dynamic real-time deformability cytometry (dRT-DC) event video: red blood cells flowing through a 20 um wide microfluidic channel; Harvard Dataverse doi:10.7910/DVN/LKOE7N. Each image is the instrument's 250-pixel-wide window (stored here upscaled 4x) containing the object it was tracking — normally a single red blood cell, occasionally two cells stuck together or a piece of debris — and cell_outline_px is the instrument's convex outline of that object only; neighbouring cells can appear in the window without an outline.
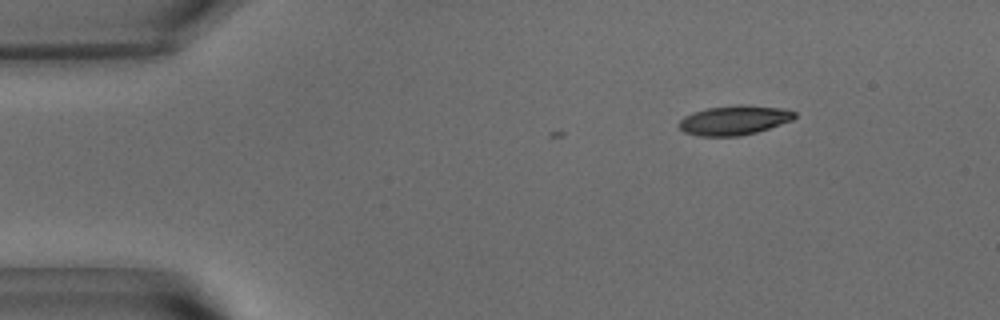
{"species": "common noctule bat (a hibernating species)", "species_latin": "Nyctalus noctula", "temperature_condition": "warm", "stored_images_in_passage": 9, "camera_frame_rate_fps": 3000, "um_per_image_px": 0.085, "animal": {"sex": "male", "body_mass_g": 15.6}, "frame": {"image": 1, "passage_image": 1, "time_ms": 0.0, "image_size_px": [1000, 320], "cell_outline_px": [[796, 116], [792, 120], [756, 132], [740, 136], [700, 136], [684, 132], [676, 124], [684, 116], [692, 112], [708, 108], [740, 104], [744, 104], [780, 108], [796, 112]], "centroid_in_image_um": [62.37, 10.21], "position_along_channel_um": 22.6, "area_um2": 19.83}}